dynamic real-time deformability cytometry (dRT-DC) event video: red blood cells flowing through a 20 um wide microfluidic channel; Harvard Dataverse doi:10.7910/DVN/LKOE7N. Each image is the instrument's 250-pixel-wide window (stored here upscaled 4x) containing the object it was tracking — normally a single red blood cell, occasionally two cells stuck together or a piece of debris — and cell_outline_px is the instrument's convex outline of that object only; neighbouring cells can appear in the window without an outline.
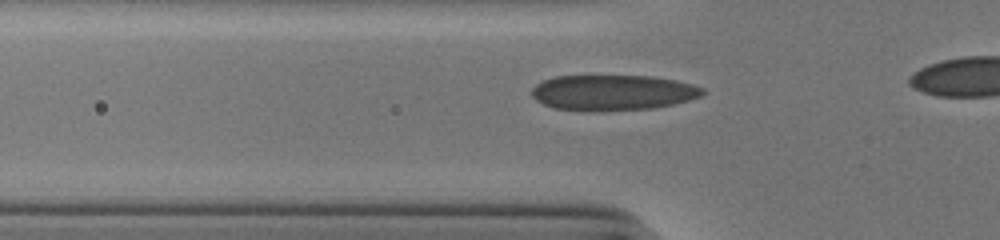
{"species": "human", "species_latin": "Homo sapiens", "temperature_condition": "cold", "stored_images_in_passage": 34, "camera_frame_rate_fps": 3000, "um_per_image_px": 0.085, "donor": {"sex": "male"}, "frame": {"image": 1, "passage_image": 9, "time_ms": 2.667, "image_size_px": [1000, 240], "cell_outline_px": [[704, 92], [700, 96], [688, 100], [672, 104], [652, 108], [556, 108], [544, 104], [536, 100], [532, 96], [532, 88], [536, 84], [544, 80], [556, 76], [652, 76], [676, 80], [692, 84], [704, 88]], "centroid_in_image_um": [52.12, 7.81], "position_along_channel_um": 73.7, "area_um2": 33.99}}
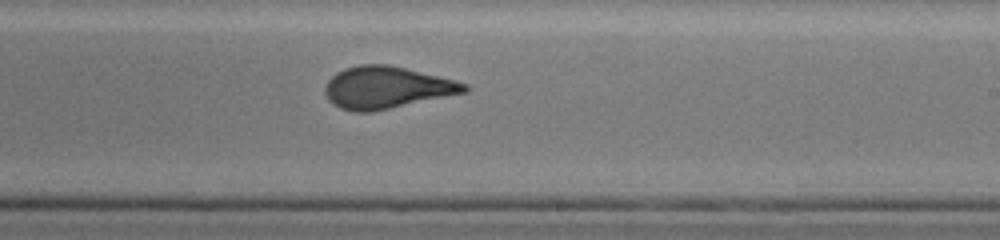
{"frame": {"image": 2, "passage_image": 23, "time_ms": 7.333, "image_size_px": [1000, 240], "cell_outline_px": [[468, 92], [372, 112], [352, 112], [340, 108], [332, 104], [328, 100], [324, 92], [324, 88], [328, 80], [336, 72], [344, 68], [360, 64], [388, 64], [440, 76], [468, 84]], "centroid_in_image_um": [32.84, 7.44], "position_along_channel_um": 256.2, "area_um2": 34.39}}
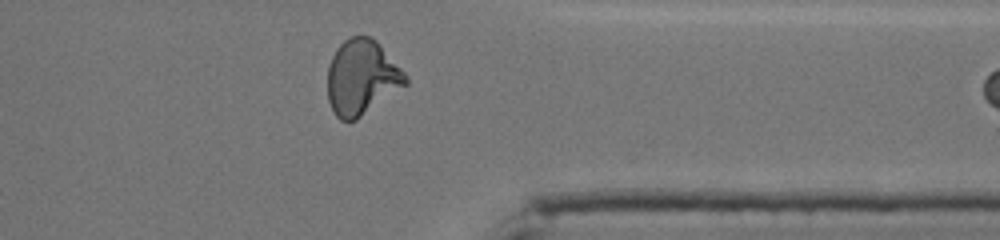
{"frame": {"image": 3, "passage_image": 33, "time_ms": 10.667, "image_size_px": [1000, 240], "cell_outline_px": [[408, 84], [356, 120], [340, 120], [336, 116], [328, 100], [328, 64], [336, 48], [344, 40], [352, 36], [372, 36], [376, 40], [408, 76]], "centroid_in_image_um": [30.75, 6.57], "position_along_channel_um": 380.6, "area_um2": 34.16}}